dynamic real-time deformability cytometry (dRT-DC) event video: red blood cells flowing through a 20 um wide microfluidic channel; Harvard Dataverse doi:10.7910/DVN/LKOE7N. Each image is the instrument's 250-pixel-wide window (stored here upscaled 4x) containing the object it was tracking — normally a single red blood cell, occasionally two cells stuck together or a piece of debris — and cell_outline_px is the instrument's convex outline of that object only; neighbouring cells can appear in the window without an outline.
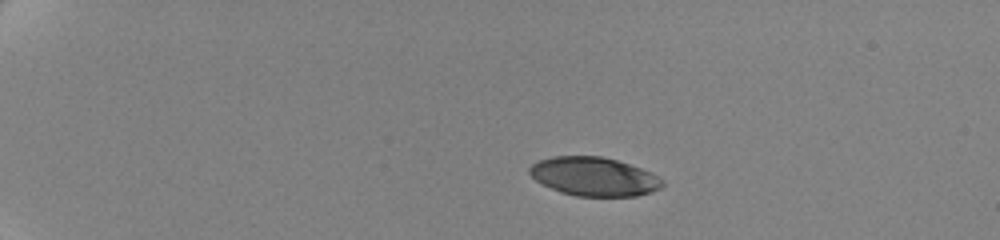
{"species": "human", "species_latin": "Homo sapiens", "temperature_condition": "cold", "stored_images_in_passage": 13, "camera_frame_rate_fps": 3000, "um_per_image_px": 0.085, "donor": {"sex": "female"}, "frame": {"image": 1, "passage_image": 1, "time_ms": 0.0, "image_size_px": [1000, 240], "cell_outline_px": [[664, 184], [660, 188], [652, 192], [636, 196], [576, 196], [560, 192], [536, 180], [528, 172], [528, 168], [532, 164], [540, 160], [552, 156], [600, 156], [616, 160], [640, 168], [664, 180]], "centroid_in_image_um": [50.48, 15.01], "position_along_channel_um": 34.5, "area_um2": 29.77}}
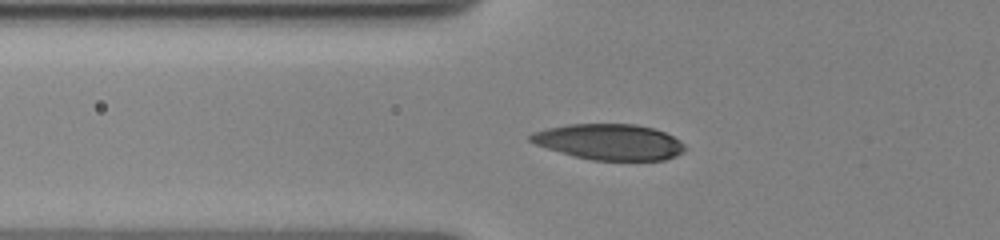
{"frame": {"image": 2, "passage_image": 9, "time_ms": 3.667, "image_size_px": [1000, 240], "cell_outline_px": [[684, 148], [676, 156], [664, 160], [592, 160], [560, 152], [536, 144], [528, 140], [528, 136], [532, 132], [548, 128], [568, 124], [636, 124], [652, 128], [664, 132], [680, 140], [684, 144]], "centroid_in_image_um": [51.78, 12.05], "position_along_channel_um": 74.0, "area_um2": 31.96}}
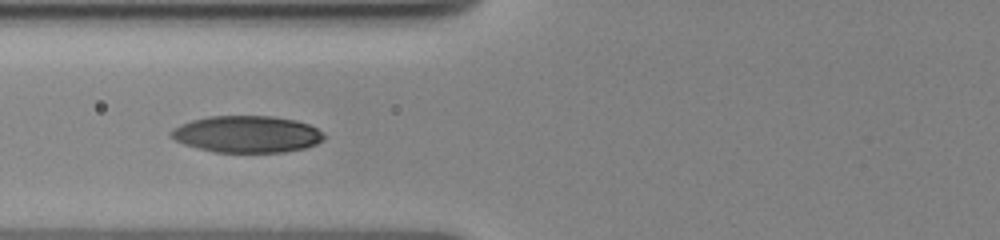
{"frame": {"image": 3, "passage_image": 12, "time_ms": 4.667, "image_size_px": [1000, 240], "cell_outline_px": [[324, 140], [316, 144], [304, 148], [284, 152], [212, 152], [184, 144], [176, 140], [168, 132], [172, 128], [180, 124], [192, 120], [208, 116], [272, 116], [296, 120], [308, 124], [324, 132]], "centroid_in_image_um": [20.99, 11.4], "position_along_channel_um": 104.8, "area_um2": 32.89}}